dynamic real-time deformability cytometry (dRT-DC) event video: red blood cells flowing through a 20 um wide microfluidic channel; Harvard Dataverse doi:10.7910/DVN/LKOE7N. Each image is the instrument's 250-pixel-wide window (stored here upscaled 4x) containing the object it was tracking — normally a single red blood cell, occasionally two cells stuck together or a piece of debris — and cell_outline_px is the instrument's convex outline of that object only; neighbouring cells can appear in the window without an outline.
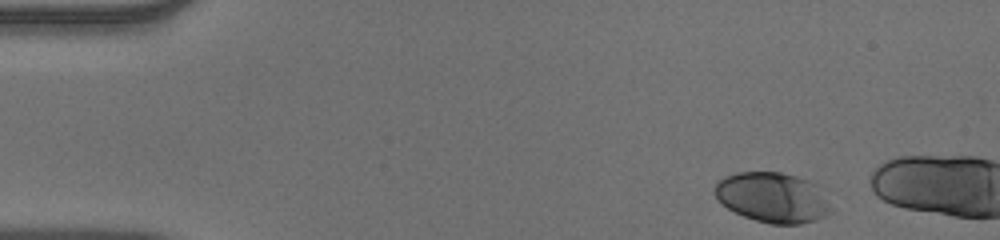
{"species": "human", "species_latin": "Homo sapiens", "temperature_condition": "warm", "stored_images_in_passage": 8, "camera_frame_rate_fps": 3000, "um_per_image_px": 0.085, "donor": {"sex": "male"}, "frame": {"image": 1, "passage_image": 1, "time_ms": 0.0, "image_size_px": [1000, 240], "cell_outline_px": [[832, 212], [828, 216], [816, 220], [800, 224], [772, 224], [756, 220], [744, 216], [728, 208], [716, 200], [712, 192], [716, 180], [724, 176], [736, 172], [780, 172], [796, 176], [808, 180], [816, 184]], "centroid_in_image_um": [65.6, 16.78], "position_along_channel_um": 19.4, "area_um2": 34.1}}